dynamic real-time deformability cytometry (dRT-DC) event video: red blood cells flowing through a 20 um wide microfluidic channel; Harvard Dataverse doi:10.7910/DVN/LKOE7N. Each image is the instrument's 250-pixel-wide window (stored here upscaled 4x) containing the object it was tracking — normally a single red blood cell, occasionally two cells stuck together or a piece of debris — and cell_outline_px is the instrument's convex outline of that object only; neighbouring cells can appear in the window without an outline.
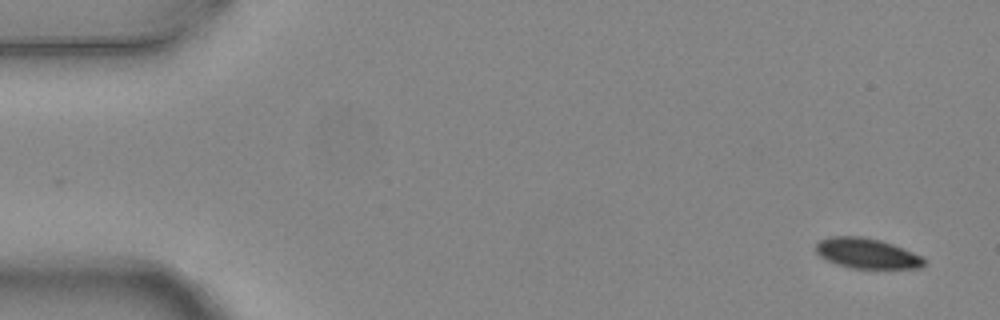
{"species": "common noctule bat (a hibernating species)", "species_latin": "Nyctalus noctula", "temperature_condition": "warm", "stored_images_in_passage": 5, "camera_frame_rate_fps": 3000, "um_per_image_px": 0.085, "animal": {"sex": "female", "body_mass_g": 24.6, "forearm_length_mm": 56.2}, "frame": {"image": 1, "passage_image": 1, "time_ms": 0.0, "image_size_px": [1000, 320], "cell_outline_px": [[924, 264], [920, 268], [852, 268], [836, 264], [820, 256], [816, 252], [816, 244], [820, 240], [832, 236], [864, 236], [880, 240], [892, 244], [924, 256]], "centroid_in_image_um": [73.69, 21.53], "position_along_channel_um": 11.3, "area_um2": 19.02}}